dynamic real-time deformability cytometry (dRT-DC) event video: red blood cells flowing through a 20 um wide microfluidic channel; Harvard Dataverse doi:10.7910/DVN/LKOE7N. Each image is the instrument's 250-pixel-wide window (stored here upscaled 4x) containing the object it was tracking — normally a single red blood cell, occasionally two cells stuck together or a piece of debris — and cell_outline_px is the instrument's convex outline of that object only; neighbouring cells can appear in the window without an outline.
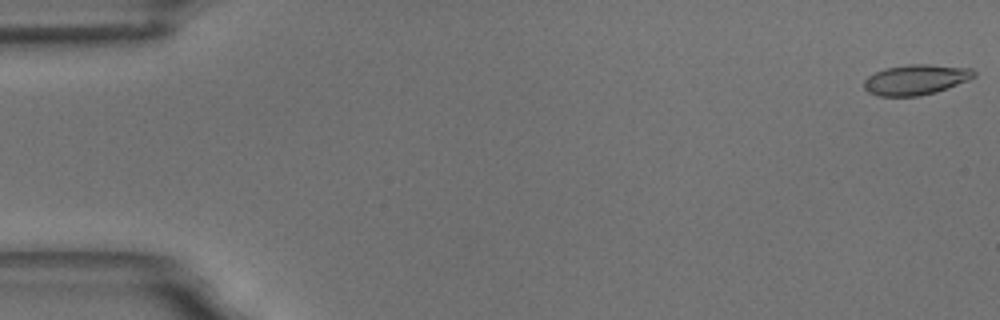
{"species": "common noctule bat (a hibernating species)", "species_latin": "Nyctalus noctula", "temperature_condition": "room temperature", "stored_images_in_passage": 57, "camera_frame_rate_fps": 3000, "um_per_image_px": 0.085, "animal": {"sex": "male", "body_mass_g": 18.8}, "frame": {"image": 1, "passage_image": 1, "time_ms": 0.0, "image_size_px": [1000, 320], "cell_outline_px": [[976, 76], [968, 80], [936, 92], [920, 96], [880, 96], [868, 92], [864, 88], [864, 80], [868, 76], [876, 72], [888, 68], [908, 64], [928, 64], [972, 68], [976, 72]], "centroid_in_image_um": [77.87, 6.77], "position_along_channel_um": 7.1, "area_um2": 19.36}}
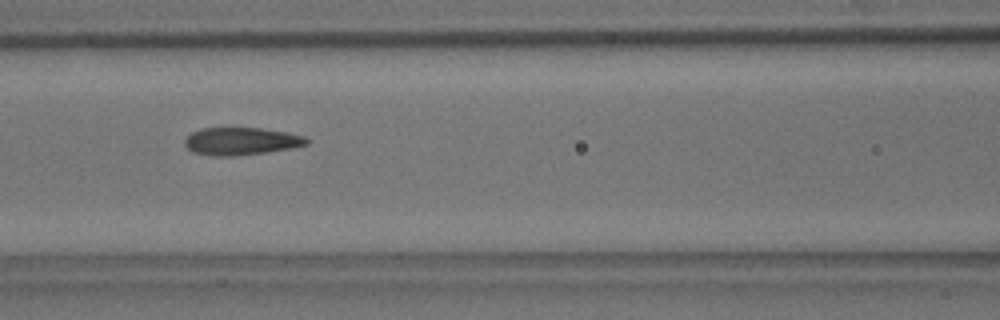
{"frame": {"image": 2, "passage_image": 25, "time_ms": 8.0, "image_size_px": [1000, 320], "cell_outline_px": [[308, 144], [292, 148], [264, 152], [232, 156], [216, 156], [192, 152], [184, 144], [184, 140], [192, 132], [200, 128], [260, 128], [288, 132], [304, 136], [308, 140]], "centroid_in_image_um": [20.49, 12.0], "position_along_channel_um": 146.1, "area_um2": 19.48}}
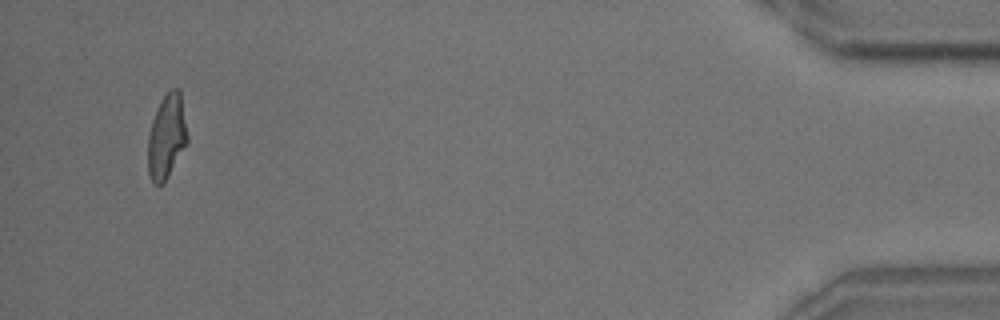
{"frame": {"image": 3, "passage_image": 55, "time_ms": 18.0, "image_size_px": [1000, 320], "cell_outline_px": [[188, 140], [164, 184], [152, 184], [148, 172], [148, 136], [152, 120], [160, 100], [172, 88], [180, 88], [188, 136]], "centroid_in_image_um": [14.16, 11.61], "position_along_channel_um": 421.0, "area_um2": 19.42}, "authors_computed_cell_mechanics": {"area_um2": 19.5942, "velocity_mm_per_s": 3.5282, "shape_relaxation_time_tau1_ms": 5.9284, "shape_relaxation_time_tau2_ms": 1.5039, "deformation_change_tau1": 0.1957, "deformation_change_tau2": 0.1}}